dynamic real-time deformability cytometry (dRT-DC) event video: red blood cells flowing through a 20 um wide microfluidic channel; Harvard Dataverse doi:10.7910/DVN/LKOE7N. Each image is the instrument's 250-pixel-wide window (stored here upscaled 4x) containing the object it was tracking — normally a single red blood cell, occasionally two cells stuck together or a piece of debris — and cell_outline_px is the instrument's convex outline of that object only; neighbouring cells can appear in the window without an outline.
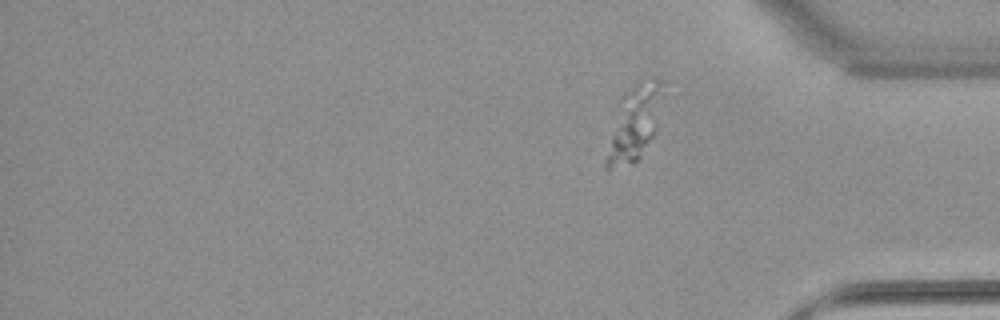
{"species": "common noctule bat (a hibernating species)", "species_latin": "Nyctalus noctula", "temperature_condition": "warm", "stored_images_in_passage": 50, "segment_of_instrument_passage": [2, 2], "camera_frame_rate_fps": 3000, "um_per_image_px": 0.085, "animal": {"sex": "female", "body_mass_g": 22.7, "forearm_length_mm": 54.2}, "frame": {"image": 1, "passage_image": 50, "time_ms": 16.333, "image_size_px": [1000, 320], "cell_outline_px": [[660, 80], [656, 132], [640, 156], [632, 164], [608, 172], [604, 168], [604, 160], [616, 100], [624, 92], [640, 80], [648, 76], [652, 76]], "centroid_in_image_um": [53.78, 10.52], "position_along_channel_um": 381.4, "area_um2": 25.03}}